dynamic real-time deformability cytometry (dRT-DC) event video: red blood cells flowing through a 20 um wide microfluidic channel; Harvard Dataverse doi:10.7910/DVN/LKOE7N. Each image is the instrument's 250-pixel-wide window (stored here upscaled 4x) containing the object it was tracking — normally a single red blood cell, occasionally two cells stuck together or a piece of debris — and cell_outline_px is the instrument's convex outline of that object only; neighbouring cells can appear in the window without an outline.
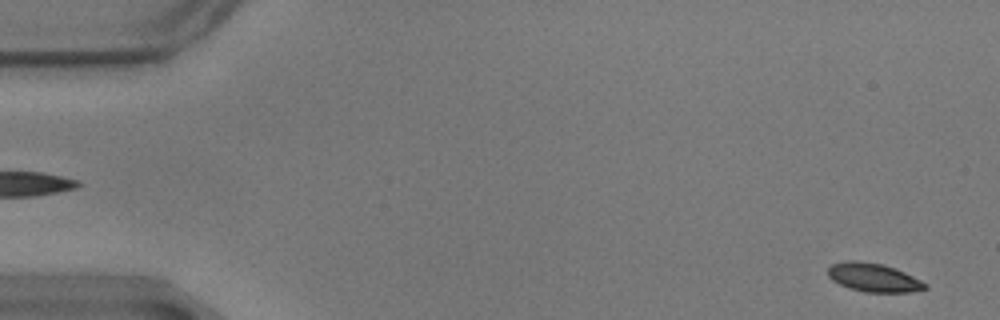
{"species": "common noctule bat (a hibernating species)", "species_latin": "Nyctalus noctula", "temperature_condition": "warm", "stored_images_in_passage": 12, "camera_frame_rate_fps": 3000, "um_per_image_px": 0.085, "animal": {"sex": "male", "body_mass_g": 17.9}, "frame": {"image": 1, "passage_image": 2, "time_ms": 0.333, "image_size_px": [1000, 320], "cell_outline_px": [[928, 288], [912, 292], [864, 292], [848, 288], [832, 280], [828, 276], [828, 268], [832, 264], [844, 260], [856, 260], [880, 264], [896, 268], [928, 284]], "centroid_in_image_um": [74.24, 23.59], "position_along_channel_um": 10.8, "area_um2": 16.24}}